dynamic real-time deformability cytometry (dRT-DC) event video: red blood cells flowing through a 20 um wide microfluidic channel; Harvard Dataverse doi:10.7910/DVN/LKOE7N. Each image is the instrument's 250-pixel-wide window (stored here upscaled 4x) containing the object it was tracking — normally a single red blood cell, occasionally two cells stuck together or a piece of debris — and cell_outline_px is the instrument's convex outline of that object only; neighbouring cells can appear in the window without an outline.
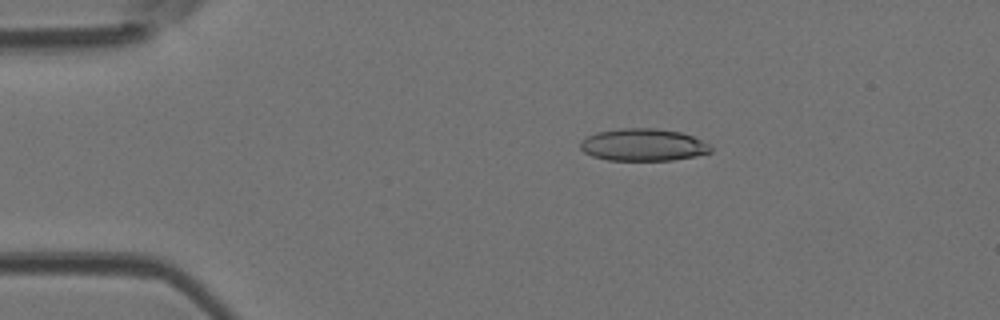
{"species": "Egyptian fruit bat (a non-hibernating species)", "species_latin": "Rousettus aegyptiacus", "temperature_condition": "room temperature", "stored_images_in_passage": 49, "camera_frame_rate_fps": 3000, "um_per_image_px": 0.085, "animal": {"sex": "female"}, "frame": {"image": 1, "passage_image": 9, "time_ms": 2.667, "image_size_px": [1000, 320], "cell_outline_px": [[712, 152], [696, 156], [672, 160], [608, 160], [592, 156], [584, 152], [580, 148], [580, 140], [584, 136], [596, 132], [620, 128], [656, 128], [680, 132], [692, 136], [708, 144], [712, 148]], "centroid_in_image_um": [54.63, 12.31], "position_along_channel_um": 30.4, "area_um2": 24.68}}
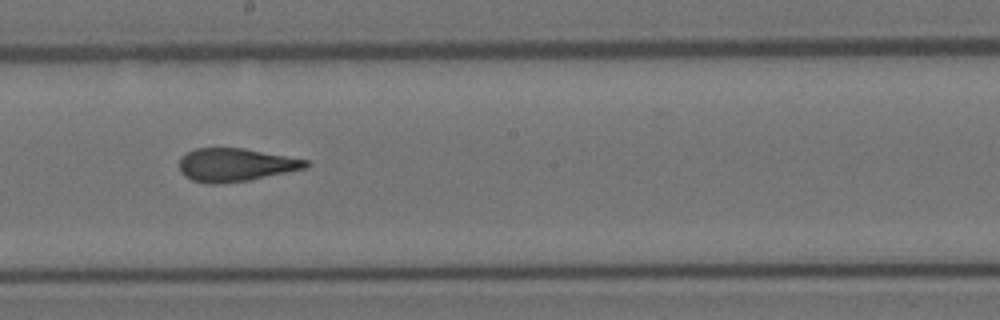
{"frame": {"image": 2, "passage_image": 27, "time_ms": 8.667, "image_size_px": [1000, 320], "cell_outline_px": [[308, 168], [248, 180], [224, 184], [204, 184], [192, 180], [184, 176], [180, 172], [180, 160], [188, 152], [196, 148], [244, 148], [308, 160]], "centroid_in_image_um": [20.01, 14.03], "position_along_channel_um": 228.2, "area_um2": 24.45}}
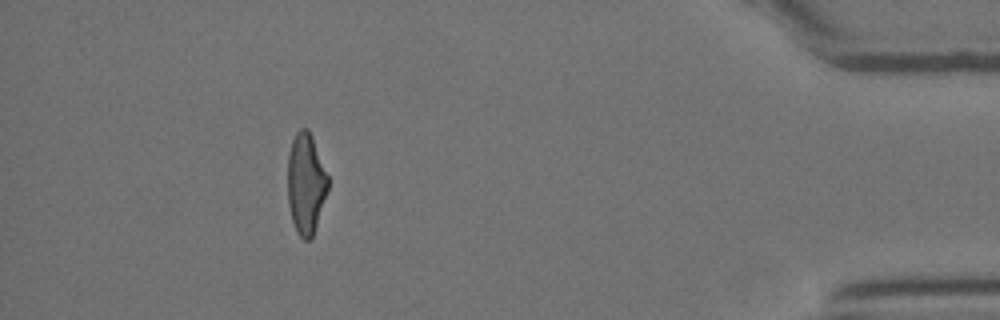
{"frame": {"image": 3, "passage_image": 44, "time_ms": 14.333, "image_size_px": [1000, 320], "cell_outline_px": [[328, 188], [312, 236], [308, 240], [304, 240], [296, 232], [292, 220], [288, 204], [288, 152], [292, 140], [296, 132], [300, 128], [308, 128], [312, 136], [328, 176]], "centroid_in_image_um": [25.98, 15.57], "position_along_channel_um": 409.2, "area_um2": 23.47}, "authors_computed_cell_mechanics": {"area_um2": 24.9118, "velocity_mm_per_s": 4.1597, "shape_relaxation_time_tau1_ms": 5.4884, "shape_relaxation_time_tau2_ms": 1.2542, "deformation_change_tau1": 0.2046, "deformation_change_tau2": 0.1078}}